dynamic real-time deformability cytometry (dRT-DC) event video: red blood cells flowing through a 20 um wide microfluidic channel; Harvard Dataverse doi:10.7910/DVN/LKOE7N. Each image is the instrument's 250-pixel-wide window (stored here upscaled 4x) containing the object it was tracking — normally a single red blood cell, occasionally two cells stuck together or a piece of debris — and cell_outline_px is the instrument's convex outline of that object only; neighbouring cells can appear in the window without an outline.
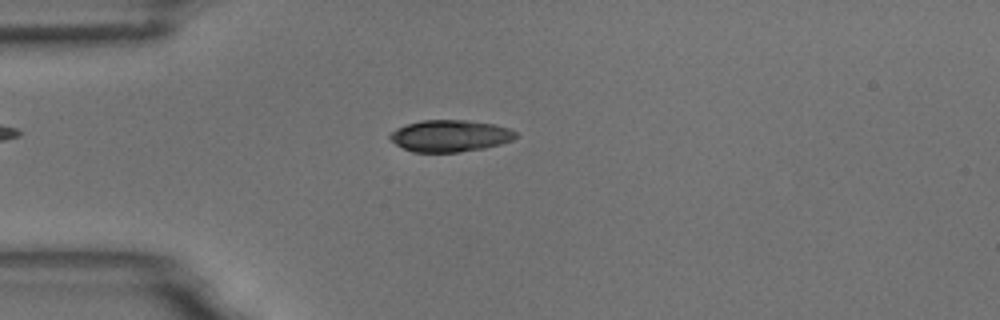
{"species": "common noctule bat (a hibernating species)", "species_latin": "Nyctalus noctula", "temperature_condition": "room temperature", "stored_images_in_passage": 55, "camera_frame_rate_fps": 3000, "um_per_image_px": 0.085, "animal": {"sex": "male", "body_mass_g": 18.8}, "frame": {"image": 1, "passage_image": 14, "time_ms": 4.333, "image_size_px": [1000, 320], "cell_outline_px": [[516, 136], [512, 140], [500, 144], [484, 148], [460, 152], [412, 152], [396, 144], [388, 136], [396, 128], [420, 120], [468, 120], [492, 124], [508, 128], [516, 132]], "centroid_in_image_um": [38.24, 11.55], "position_along_channel_um": 46.8, "area_um2": 23.12}}
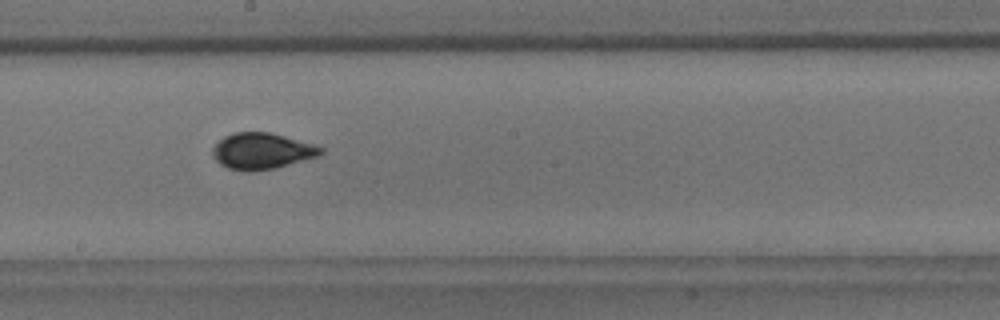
{"frame": {"image": 2, "passage_image": 30, "time_ms": 9.667, "image_size_px": [1000, 320], "cell_outline_px": [[324, 152], [320, 156], [276, 168], [252, 172], [228, 168], [220, 164], [212, 156], [212, 148], [224, 136], [232, 132], [268, 132], [284, 136], [312, 144], [324, 148]], "centroid_in_image_um": [22.26, 12.85], "position_along_channel_um": 225.9, "area_um2": 22.89}}
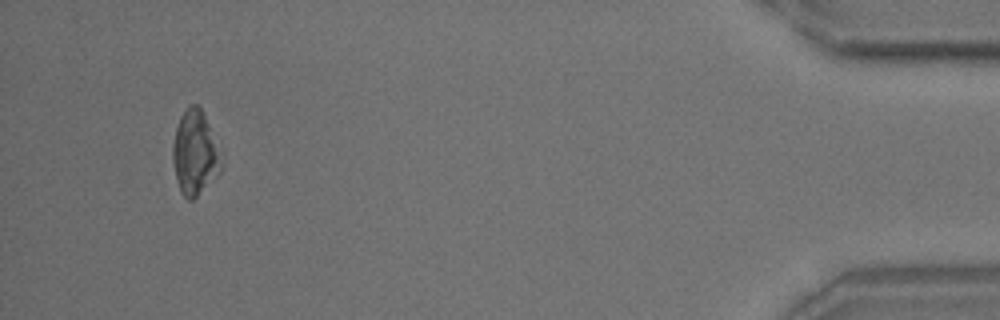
{"frame": {"image": 3, "passage_image": 52, "time_ms": 17.0, "image_size_px": [1000, 320], "cell_outline_px": [[224, 156], [220, 172], [192, 200], [188, 200], [180, 192], [176, 180], [172, 160], [172, 144], [176, 128], [180, 116], [188, 104], [196, 104], [200, 108]], "centroid_in_image_um": [16.57, 12.99], "position_along_channel_um": 418.6, "area_um2": 23.99}, "authors_computed_cell_mechanics": {"area_um2": 22.831, "velocity_mm_per_s": 3.6348, "shape_relaxation_time_tau1_ms": 3.1281, "shape_relaxation_time_tau2_ms": null, "deformation_change_tau1": 0.1117, "deformation_change_tau2": null}}